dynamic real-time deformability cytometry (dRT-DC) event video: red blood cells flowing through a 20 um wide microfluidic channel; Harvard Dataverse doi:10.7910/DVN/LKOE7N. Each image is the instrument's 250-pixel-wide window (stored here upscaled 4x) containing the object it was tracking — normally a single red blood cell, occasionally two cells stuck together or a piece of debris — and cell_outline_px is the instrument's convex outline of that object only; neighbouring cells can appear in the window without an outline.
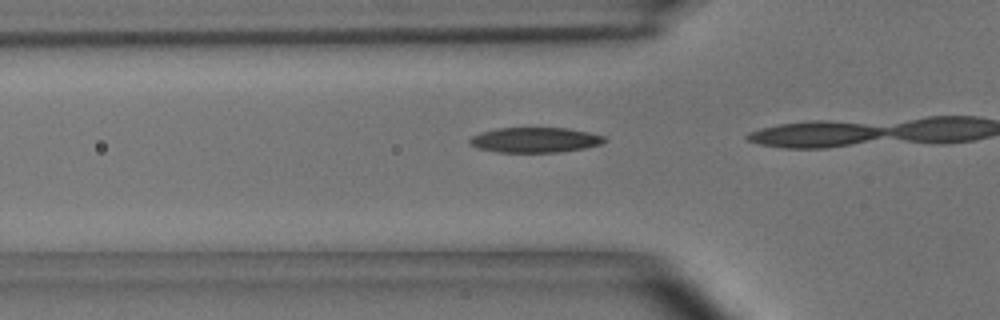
{"species": "common noctule bat (a hibernating species)", "species_latin": "Nyctalus noctula", "temperature_condition": "room temperature", "stored_images_in_passage": 16, "camera_frame_rate_fps": 3000, "um_per_image_px": 0.085, "animal": {"sex": "male", "body_mass_g": 15.6}, "frame": {"image": 1, "passage_image": 14, "time_ms": 4.333, "image_size_px": [1000, 320], "cell_outline_px": [[608, 140], [600, 144], [584, 148], [560, 152], [496, 152], [480, 148], [468, 144], [468, 140], [472, 136], [480, 132], [496, 128], [568, 128], [588, 132], [604, 136]], "centroid_in_image_um": [45.46, 11.89], "position_along_channel_um": 80.3, "area_um2": 19.77}}